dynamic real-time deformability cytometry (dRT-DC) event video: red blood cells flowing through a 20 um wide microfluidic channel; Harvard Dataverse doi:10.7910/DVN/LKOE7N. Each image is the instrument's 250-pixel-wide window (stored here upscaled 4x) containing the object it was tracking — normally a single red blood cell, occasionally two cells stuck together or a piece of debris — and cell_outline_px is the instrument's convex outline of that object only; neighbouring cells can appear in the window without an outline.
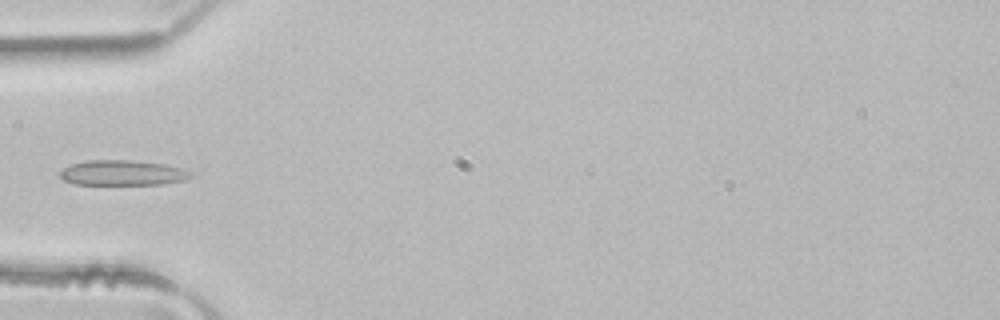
{"species": "common noctule bat (a hibernating species)", "species_latin": "Nyctalus noctula", "temperature_condition": "room temperature", "stored_images_in_passage": 3, "camera_frame_rate_fps": 3000, "um_per_image_px": 0.085, "animal": {"sex": "male", "body_mass_g": 21.5, "forearm_length_mm": 52.0}, "frame": {"image": 1, "passage_image": 3, "time_ms": 0.667, "image_size_px": [1000, 320], "cell_outline_px": [[192, 176], [184, 180], [164, 184], [76, 184], [64, 180], [60, 176], [60, 172], [64, 168], [72, 164], [84, 160], [132, 160], [164, 164], [184, 168], [192, 172]], "centroid_in_image_um": [10.45, 14.68], "position_along_channel_um": 74.6, "area_um2": 19.19}}